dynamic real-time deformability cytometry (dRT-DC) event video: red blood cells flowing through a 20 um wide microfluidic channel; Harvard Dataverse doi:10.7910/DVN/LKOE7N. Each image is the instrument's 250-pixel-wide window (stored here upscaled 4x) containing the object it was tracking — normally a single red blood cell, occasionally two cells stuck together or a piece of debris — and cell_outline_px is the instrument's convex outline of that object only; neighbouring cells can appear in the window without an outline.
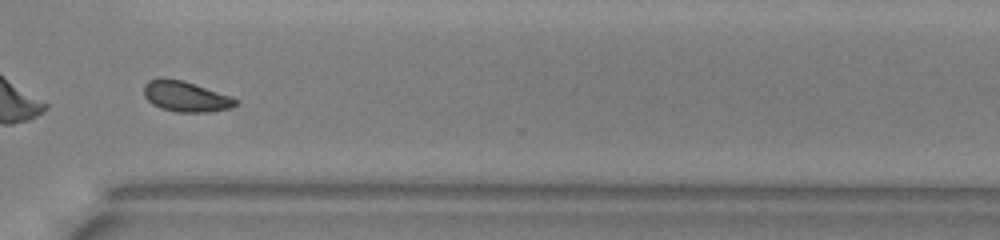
{"species": "common noctule bat (a hibernating species)", "species_latin": "Nyctalus noctula", "temperature_condition": "warm", "stored_images_in_passage": 47, "segment_of_instrument_passage": [2, 2], "camera_frame_rate_fps": 3000, "um_per_image_px": 0.085, "animal": {"sex": "male", "body_mass_g": 13.0, "forearm_length_mm": 53.1}, "frame": {"image": 1, "passage_image": 34, "time_ms": 11.0, "image_size_px": [1000, 240], "cell_outline_px": [[236, 104], [232, 108], [212, 112], [176, 112], [160, 108], [152, 104], [144, 96], [144, 84], [148, 80], [160, 76], [164, 76], [184, 80], [232, 96], [236, 100]], "centroid_in_image_um": [15.75, 8.17], "position_along_channel_um": 354.8, "area_um2": 16.76}}